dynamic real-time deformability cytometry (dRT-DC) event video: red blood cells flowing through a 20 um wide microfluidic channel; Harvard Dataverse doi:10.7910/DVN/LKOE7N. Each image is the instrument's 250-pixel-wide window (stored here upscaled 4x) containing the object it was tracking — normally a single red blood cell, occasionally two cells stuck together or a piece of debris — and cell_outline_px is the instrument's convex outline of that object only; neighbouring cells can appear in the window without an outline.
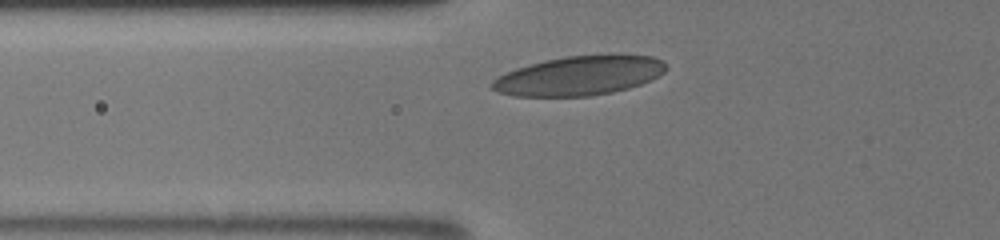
{"species": "human", "species_latin": "Homo sapiens", "temperature_condition": "room temperature", "stored_images_in_passage": 25, "camera_frame_rate_fps": 3000, "um_per_image_px": 0.085, "donor": {"sex": "male"}, "frame": {"image": 1, "passage_image": 5, "time_ms": 1.667, "image_size_px": [1000, 240], "cell_outline_px": [[664, 72], [652, 80], [628, 88], [612, 92], [588, 96], [512, 96], [496, 92], [492, 88], [492, 80], [516, 68], [528, 64], [544, 60], [568, 56], [612, 52], [652, 56], [660, 60], [664, 64]], "centroid_in_image_um": [49.26, 6.4], "position_along_channel_um": 76.5, "area_um2": 40.34}}
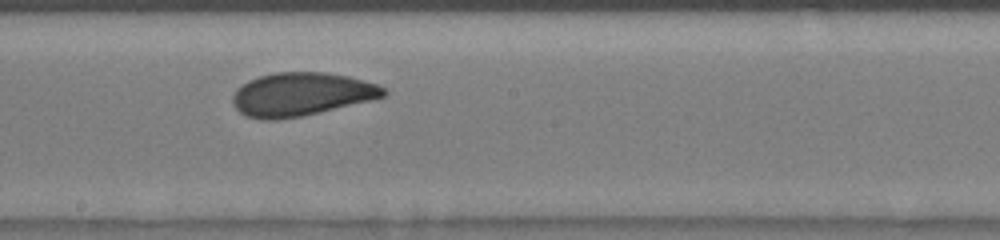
{"frame": {"image": 2, "passage_image": 13, "time_ms": 5.333, "image_size_px": [1000, 240], "cell_outline_px": [[388, 92], [384, 96], [304, 116], [276, 120], [260, 120], [244, 116], [232, 104], [232, 96], [236, 88], [248, 80], [260, 76], [276, 72], [324, 72], [348, 76], [376, 84], [384, 88]], "centroid_in_image_um": [25.54, 8.02], "position_along_channel_um": 222.7, "area_um2": 38.09}}
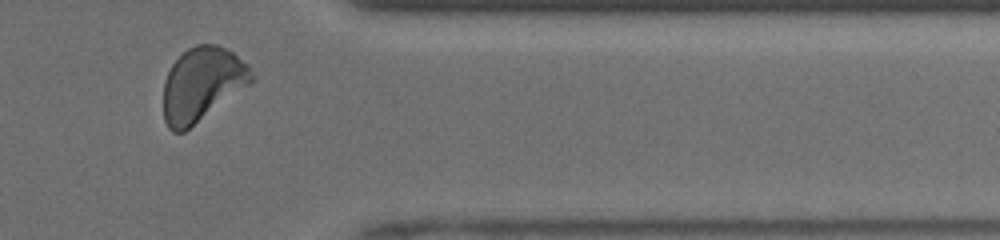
{"frame": {"image": 3, "passage_image": 23, "time_ms": 9.667, "image_size_px": [1000, 240], "cell_outline_px": [[252, 80], [248, 84], [184, 132], [172, 132], [168, 128], [164, 120], [164, 80], [172, 64], [188, 48], [196, 44], [216, 44], [228, 48], [248, 64], [252, 76]], "centroid_in_image_um": [17.14, 7.14], "position_along_channel_um": 394.3, "area_um2": 37.34}, "authors_computed_cell_mechanics": {"area_um2": 37.3966, "velocity_mm_per_s": 4.0871, "shape_relaxation_time_tau1_ms": 3.318, "shape_relaxation_time_tau2_ms": 0.8664, "deformation_change_tau1": 0.0956, "deformation_change_tau2": 0.0404}}